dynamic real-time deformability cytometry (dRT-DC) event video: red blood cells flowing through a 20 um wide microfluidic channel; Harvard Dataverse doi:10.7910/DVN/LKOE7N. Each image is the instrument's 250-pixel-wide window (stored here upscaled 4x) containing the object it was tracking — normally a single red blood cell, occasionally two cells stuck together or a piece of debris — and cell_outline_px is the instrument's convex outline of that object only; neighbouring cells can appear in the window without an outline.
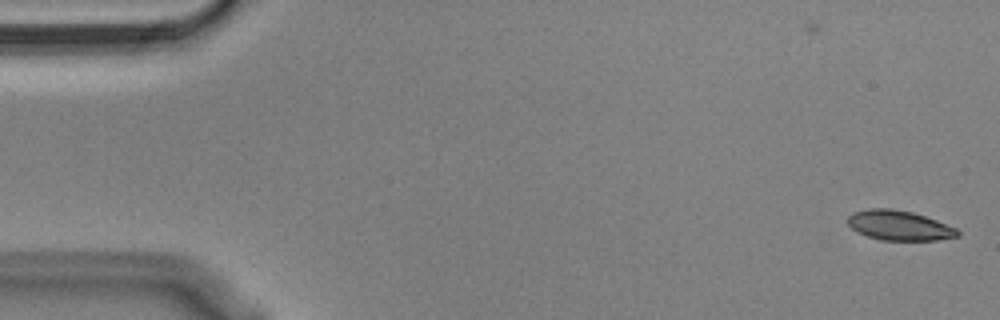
{"species": "Egyptian fruit bat (a non-hibernating species)", "species_latin": "Rousettus aegyptiacus", "temperature_condition": "cold", "stored_images_in_passage": 56, "camera_frame_rate_fps": 3000, "um_per_image_px": 0.085, "animal": {"sex": "male"}, "frame": {"image": 1, "passage_image": 1, "time_ms": 0.0, "image_size_px": [1000, 320], "cell_outline_px": [[960, 236], [936, 240], [880, 240], [868, 236], [852, 228], [848, 224], [848, 216], [852, 212], [872, 208], [888, 208], [912, 212], [936, 220], [956, 228], [960, 232]], "centroid_in_image_um": [76.44, 19.16], "position_along_channel_um": 8.6, "area_um2": 18.9}}
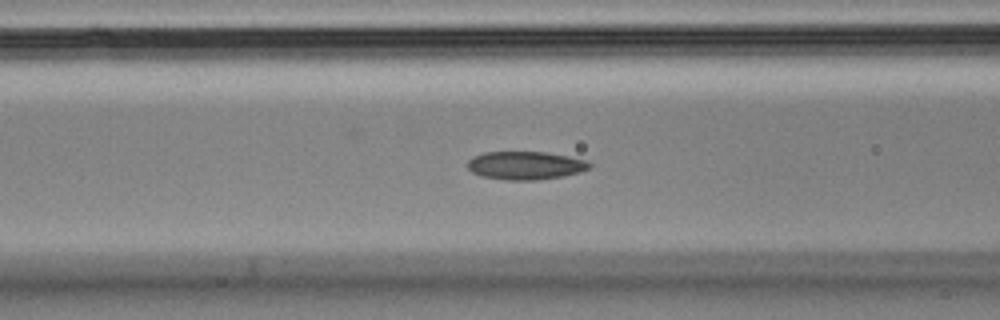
{"frame": {"image": 2, "passage_image": 21, "time_ms": 6.667, "image_size_px": [1000, 320], "cell_outline_px": [[592, 168], [580, 172], [564, 176], [536, 180], [504, 180], [484, 176], [472, 172], [468, 168], [468, 160], [472, 156], [484, 152], [544, 152], [568, 156], [588, 160], [592, 164]], "centroid_in_image_um": [44.7, 14.06], "position_along_channel_um": 121.9, "area_um2": 20.17}}
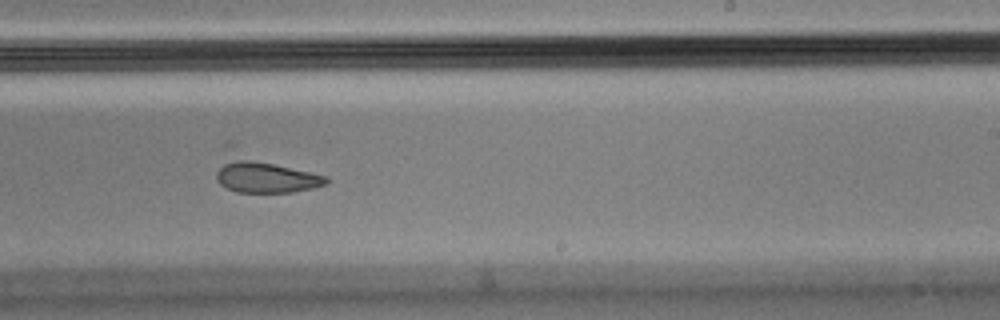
{"frame": {"image": 3, "passage_image": 33, "time_ms": 10.667, "image_size_px": [1000, 320], "cell_outline_px": [[328, 184], [312, 188], [292, 192], [236, 192], [220, 184], [216, 180], [216, 172], [224, 144], [228, 140], [232, 140], [328, 176]], "centroid_in_image_um": [22.33, 14.59], "position_along_channel_um": 266.7, "area_um2": 26.76}, "authors_computed_cell_mechanics": {"area_um2": 20.7502, "velocity_mm_per_s": 3.6229, "shape_relaxation_time_tau1_ms": null, "shape_relaxation_time_tau2_ms": 3.0362, "deformation_change_tau1": null, "deformation_change_tau2": 0.0758}}